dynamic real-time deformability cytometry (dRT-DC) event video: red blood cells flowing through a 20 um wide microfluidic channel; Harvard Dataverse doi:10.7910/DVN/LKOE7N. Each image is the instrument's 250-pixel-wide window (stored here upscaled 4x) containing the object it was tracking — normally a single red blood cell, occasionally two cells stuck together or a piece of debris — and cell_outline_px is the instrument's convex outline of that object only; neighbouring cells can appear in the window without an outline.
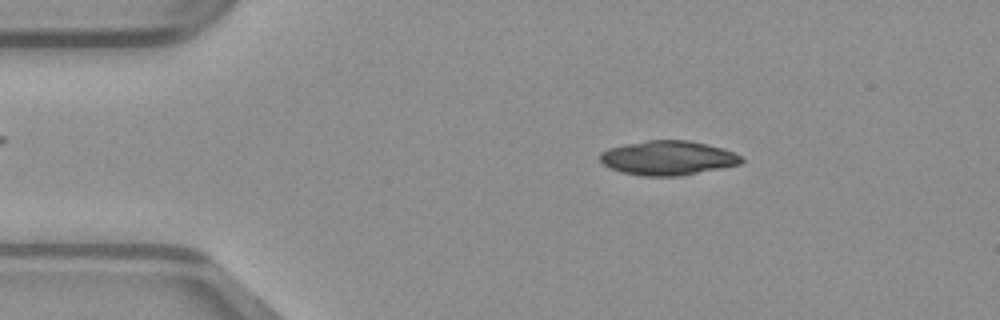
{"species": "common noctule bat (a hibernating species)", "species_latin": "Nyctalus noctula", "temperature_condition": "warm", "stored_images_in_passage": 46, "camera_frame_rate_fps": 3000, "um_per_image_px": 0.085, "animal": {"sex": "male", "body_mass_g": 23.1, "forearm_length_mm": 52.7}, "frame": {"image": 1, "passage_image": 6, "time_ms": 1.667, "image_size_px": [1000, 320], "cell_outline_px": [[744, 160], [740, 164], [680, 176], [640, 176], [620, 172], [604, 164], [600, 160], [600, 152], [608, 148], [648, 140], [688, 140], [708, 144], [732, 152], [740, 156]], "centroid_in_image_um": [56.75, 13.43], "position_along_channel_um": 28.3, "area_um2": 28.09}}